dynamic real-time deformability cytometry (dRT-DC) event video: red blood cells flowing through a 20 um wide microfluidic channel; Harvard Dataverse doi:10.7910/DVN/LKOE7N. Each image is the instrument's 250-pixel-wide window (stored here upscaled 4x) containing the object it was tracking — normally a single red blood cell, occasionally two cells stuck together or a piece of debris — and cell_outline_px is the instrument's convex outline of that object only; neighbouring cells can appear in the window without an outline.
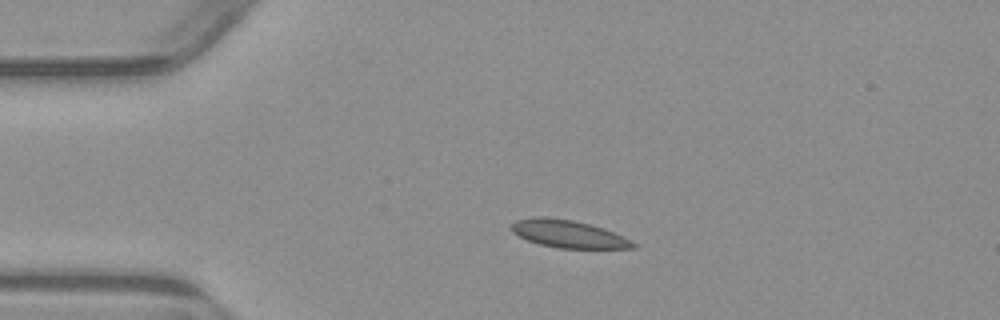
{"species": "common noctule bat (a hibernating species)", "species_latin": "Nyctalus noctula", "temperature_condition": "warm", "stored_images_in_passage": 3, "camera_frame_rate_fps": 3000, "um_per_image_px": 0.085, "animal": {"sex": "male", "body_mass_g": 23.1, "forearm_length_mm": 52.7}, "frame": {"image": 1, "passage_image": 1, "time_ms": 0.0, "image_size_px": [1000, 320], "cell_outline_px": [[640, 244], [636, 248], [556, 248], [540, 244], [528, 240], [512, 232], [508, 228], [516, 220], [536, 216], [544, 216], [572, 220], [604, 228]], "centroid_in_image_um": [48.31, 19.88], "position_along_channel_um": 36.7, "area_um2": 19.59}}
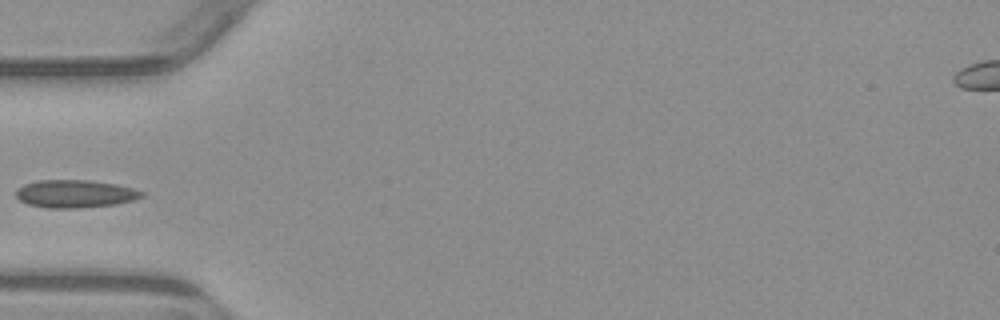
{"frame": {"image": 2, "passage_image": 2, "time_ms": 2.0, "image_size_px": [1000, 320], "cell_outline_px": [[148, 192], [144, 196], [132, 200], [116, 204], [80, 208], [48, 208], [28, 204], [20, 200], [16, 196], [16, 188], [24, 184], [36, 180], [92, 180], [116, 184], [136, 188]], "centroid_in_image_um": [6.42, 16.46], "position_along_channel_um": 78.6, "area_um2": 20.69}}
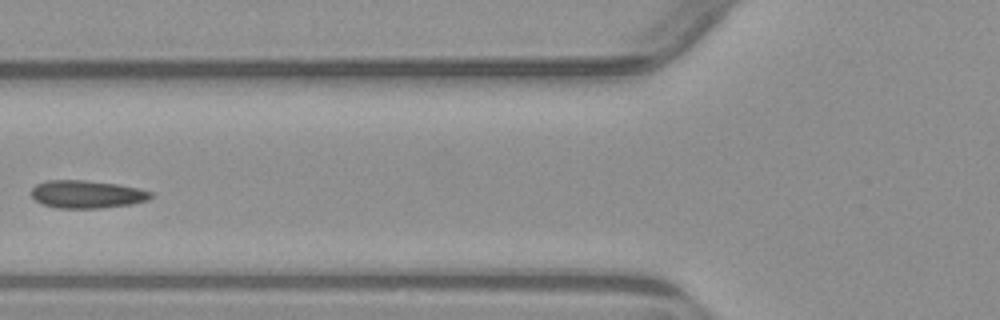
{"frame": {"image": 3, "passage_image": 3, "time_ms": 3.0, "image_size_px": [1000, 320], "cell_outline_px": [[152, 196], [148, 200], [132, 204], [100, 208], [56, 208], [44, 204], [36, 200], [28, 192], [36, 184], [48, 180], [84, 180], [116, 184], [136, 188], [152, 192]], "centroid_in_image_um": [7.35, 16.51], "position_along_channel_um": 118.5, "area_um2": 19.31}}